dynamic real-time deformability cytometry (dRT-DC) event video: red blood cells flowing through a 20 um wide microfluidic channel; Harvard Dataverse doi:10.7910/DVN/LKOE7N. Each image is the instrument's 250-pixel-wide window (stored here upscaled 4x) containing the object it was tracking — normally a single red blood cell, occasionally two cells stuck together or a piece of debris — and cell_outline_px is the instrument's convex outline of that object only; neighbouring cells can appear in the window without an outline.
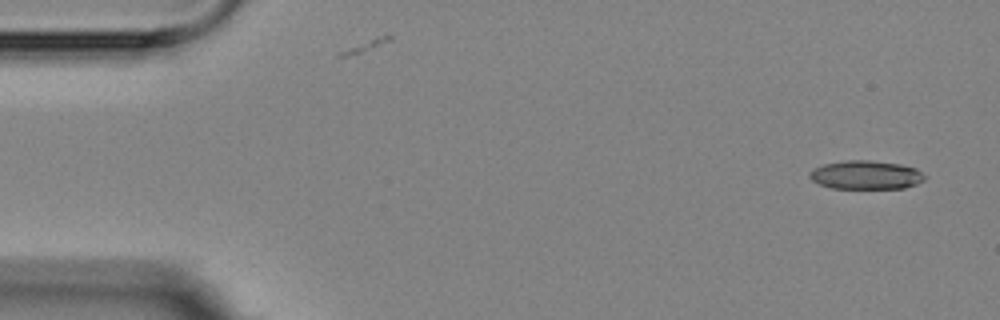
{"species": "Egyptian fruit bat (a non-hibernating species)", "species_latin": "Rousettus aegyptiacus", "temperature_condition": "room temperature", "stored_images_in_passage": 10, "camera_frame_rate_fps": 3000, "um_per_image_px": 0.085, "animal": {"sex": "female"}, "frame": {"image": 1, "passage_image": 1, "time_ms": 0.0, "image_size_px": [1000, 320], "cell_outline_px": [[924, 180], [916, 184], [904, 188], [832, 188], [820, 184], [812, 180], [808, 176], [808, 172], [812, 168], [824, 164], [844, 160], [872, 160], [900, 164], [916, 168], [924, 176]], "centroid_in_image_um": [73.56, 14.86], "position_along_channel_um": 11.4, "area_um2": 19.25}}
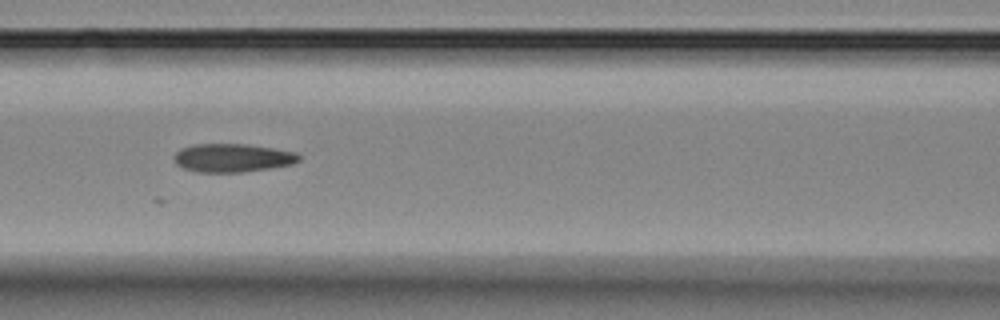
{"frame": {"image": 2, "passage_image": 7, "time_ms": 7.0, "image_size_px": [1000, 320], "cell_outline_px": [[300, 160], [292, 164], [268, 168], [240, 172], [196, 172], [184, 168], [176, 164], [172, 160], [172, 156], [180, 148], [192, 144], [248, 144], [296, 152], [300, 156]], "centroid_in_image_um": [19.7, 13.41], "position_along_channel_um": 146.9, "area_um2": 20.75}}
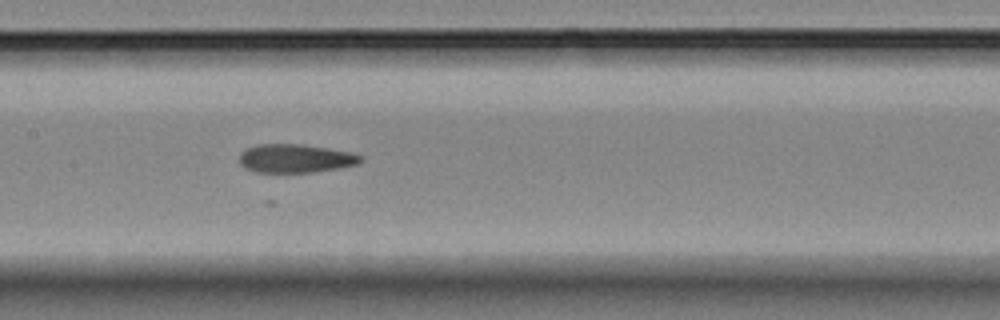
{"frame": {"image": 3, "passage_image": 8, "time_ms": 8.0, "image_size_px": [1000, 320], "cell_outline_px": [[364, 160], [360, 164], [340, 168], [312, 172], [256, 172], [244, 168], [240, 164], [240, 152], [256, 144], [300, 144], [328, 148], [352, 152], [364, 156]], "centroid_in_image_um": [25.16, 13.46], "position_along_channel_um": 182.2, "area_um2": 20.4}}